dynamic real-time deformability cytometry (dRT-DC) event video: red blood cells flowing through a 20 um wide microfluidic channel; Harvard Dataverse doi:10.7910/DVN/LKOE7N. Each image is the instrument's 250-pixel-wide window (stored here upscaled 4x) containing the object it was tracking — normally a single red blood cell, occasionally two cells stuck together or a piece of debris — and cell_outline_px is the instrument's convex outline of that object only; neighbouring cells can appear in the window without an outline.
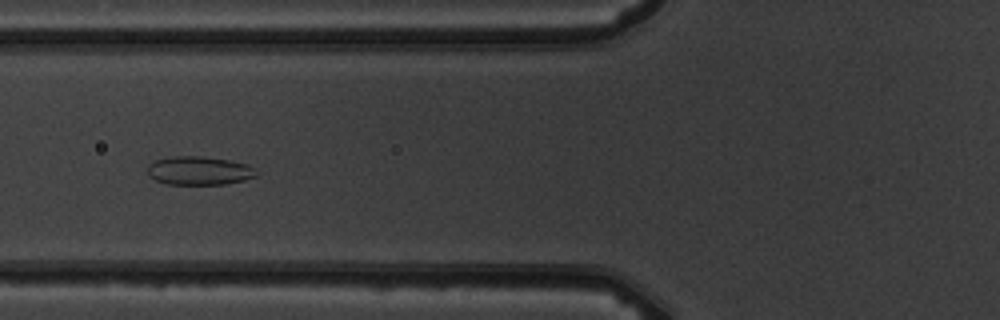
{"species": "common noctule bat (a hibernating species)", "species_latin": "Nyctalus noctula", "temperature_condition": "warm", "stored_images_in_passage": 6, "camera_frame_rate_fps": 3000, "um_per_image_px": 0.085, "animal": {"sex": "male", "body_mass_g": 19.5, "forearm_length_mm": 54.6}, "frame": {"image": 1, "passage_image": 6, "time_ms": 5.667, "image_size_px": [1000, 320], "cell_outline_px": [[256, 176], [244, 180], [224, 184], [164, 184], [148, 176], [148, 164], [156, 160], [172, 156], [204, 156], [228, 160], [248, 164], [256, 172]], "centroid_in_image_um": [16.89, 14.5], "position_along_channel_um": 108.9, "area_um2": 18.09}}